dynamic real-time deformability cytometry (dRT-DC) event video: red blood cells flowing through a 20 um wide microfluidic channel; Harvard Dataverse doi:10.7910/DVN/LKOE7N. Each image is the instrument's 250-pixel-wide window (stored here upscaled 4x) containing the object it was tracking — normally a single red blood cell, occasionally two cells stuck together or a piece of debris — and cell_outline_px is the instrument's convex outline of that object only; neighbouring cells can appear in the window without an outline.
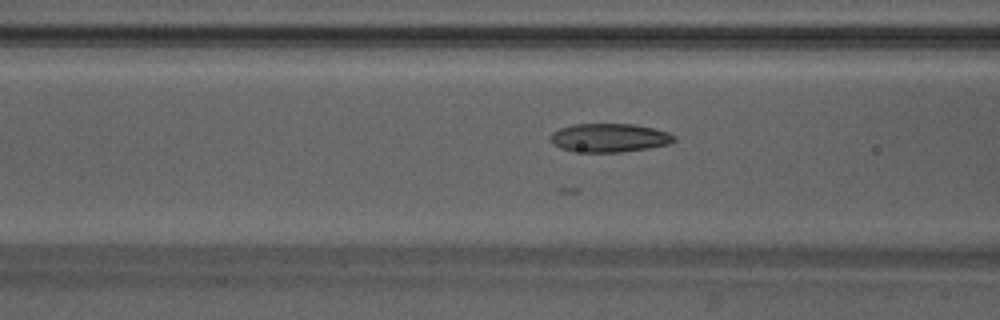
{"species": "Egyptian fruit bat (a non-hibernating species)", "species_latin": "Rousettus aegyptiacus", "temperature_condition": "warm", "stored_images_in_passage": 24, "camera_frame_rate_fps": 3000, "um_per_image_px": 0.085, "animal": {"sex": "male"}, "frame": {"image": 1, "passage_image": 7, "time_ms": 2.0, "image_size_px": [1000, 320], "cell_outline_px": [[676, 140], [668, 144], [648, 148], [620, 152], [572, 152], [560, 148], [552, 144], [548, 140], [548, 136], [552, 132], [560, 128], [572, 124], [632, 124], [652, 128], [668, 132], [676, 136]], "centroid_in_image_um": [51.72, 11.72], "position_along_channel_um": 114.9, "area_um2": 20.87}}
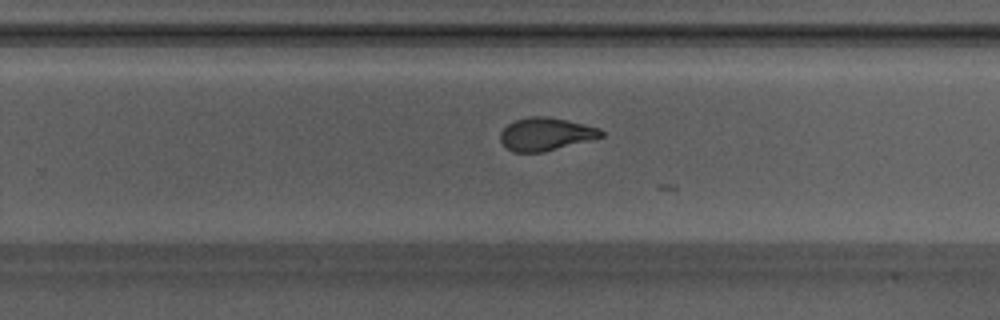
{"frame": {"image": 2, "passage_image": 19, "time_ms": 6.0, "image_size_px": [1000, 320], "cell_outline_px": [[604, 136], [544, 152], [512, 152], [500, 140], [500, 132], [508, 124], [516, 120], [528, 116], [548, 116], [568, 120], [600, 128], [604, 132]], "centroid_in_image_um": [46.39, 11.39], "position_along_channel_um": 283.4, "area_um2": 19.31}}